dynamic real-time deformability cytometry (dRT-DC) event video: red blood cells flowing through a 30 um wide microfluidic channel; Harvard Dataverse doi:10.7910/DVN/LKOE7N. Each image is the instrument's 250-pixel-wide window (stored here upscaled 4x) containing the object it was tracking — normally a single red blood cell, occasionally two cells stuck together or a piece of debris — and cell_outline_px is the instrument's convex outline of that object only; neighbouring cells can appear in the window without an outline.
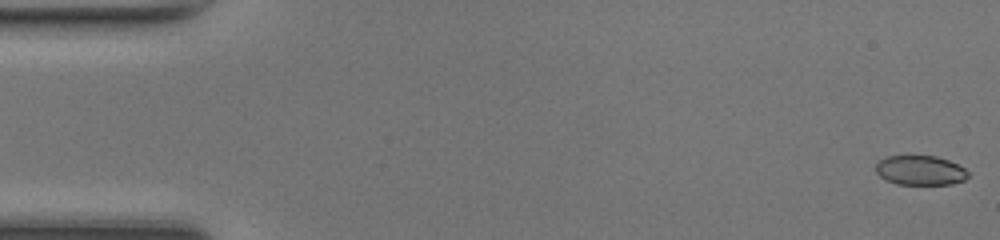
{"species": "common noctule bat (a hibernating species)", "species_latin": "Nyctalus noctula", "temperature_condition": "room temperature", "stored_images_in_passage": 48, "camera_frame_rate_fps": 3000, "um_per_image_px": 0.085, "animal": {"sex": "female", "body_mass_g": 17.0, "forearm_length_mm": 48.0}, "frame": {"image": 1, "passage_image": 1, "time_ms": 0.0, "image_size_px": [1000, 240], "cell_outline_px": [[968, 176], [964, 180], [952, 184], [896, 184], [880, 176], [876, 172], [876, 164], [884, 156], [936, 156], [948, 160], [964, 168], [968, 172]], "centroid_in_image_um": [78.21, 14.48], "position_along_channel_um": 6.8, "area_um2": 15.78}}
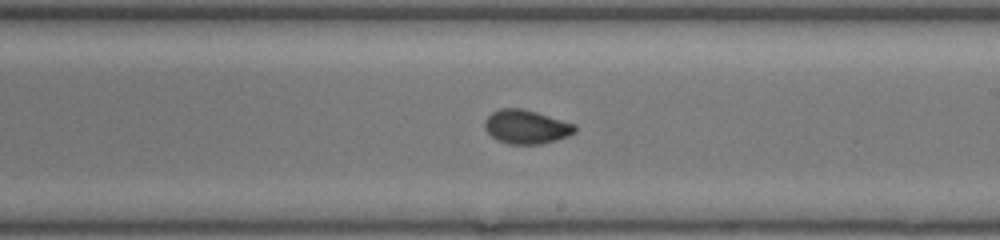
{"frame": {"image": 2, "passage_image": 28, "time_ms": 9.0, "image_size_px": [1000, 240], "cell_outline_px": [[576, 132], [568, 136], [556, 140], [540, 144], [508, 144], [496, 140], [484, 128], [484, 120], [492, 112], [500, 108], [524, 108], [576, 124]], "centroid_in_image_um": [44.73, 10.77], "position_along_channel_um": 244.3, "area_um2": 17.98}}
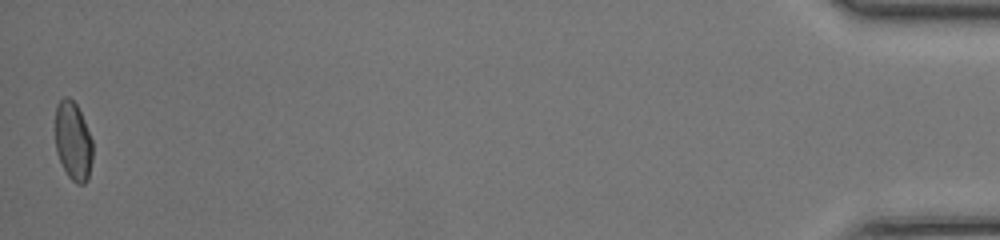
{"frame": {"image": 3, "passage_image": 48, "time_ms": 15.667, "image_size_px": [1000, 240], "cell_outline_px": [[92, 160], [88, 180], [84, 184], [76, 184], [68, 176], [56, 152], [56, 104], [64, 96], [68, 96], [76, 104], [84, 120], [92, 140]], "centroid_in_image_um": [6.22, 12.0], "position_along_channel_um": 429.0, "area_um2": 17.11}, "authors_computed_cell_mechanics": {"area_um2": 17.4556, "velocity_mm_per_s": 4.3266, "shape_relaxation_time_tau1_ms": 6.783, "shape_relaxation_time_tau2_ms": 0.741, "deformation_change_tau1": 0.19, "deformation_change_tau2": 0.0472}}